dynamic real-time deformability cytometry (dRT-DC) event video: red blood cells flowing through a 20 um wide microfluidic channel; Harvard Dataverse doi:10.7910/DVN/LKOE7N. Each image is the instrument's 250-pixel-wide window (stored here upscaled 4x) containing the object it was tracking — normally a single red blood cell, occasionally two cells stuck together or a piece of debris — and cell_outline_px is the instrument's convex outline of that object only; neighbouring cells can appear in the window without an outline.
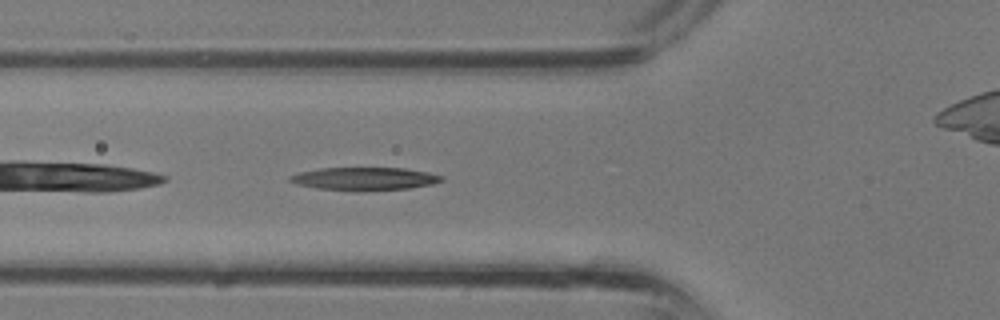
{"species": "common noctule bat (a hibernating species)", "species_latin": "Nyctalus noctula", "temperature_condition": "room temperature", "stored_images_in_passage": 27, "camera_frame_rate_fps": 3000, "um_per_image_px": 0.085, "animal": {"sex": "male", "body_mass_g": 13.3}, "frame": {"image": 1, "passage_image": 3, "time_ms": 0.667, "image_size_px": [1000, 320], "cell_outline_px": [[444, 180], [432, 184], [408, 188], [316, 188], [296, 184], [288, 180], [288, 176], [300, 172], [320, 168], [404, 168], [428, 172], [444, 176]], "centroid_in_image_um": [30.99, 15.14], "position_along_channel_um": 94.8, "area_um2": 19.19}}
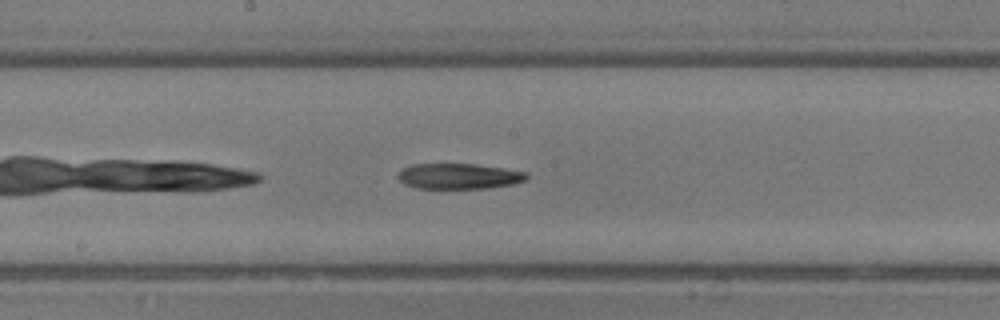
{"frame": {"image": 2, "passage_image": 9, "time_ms": 2.667, "image_size_px": [1000, 320], "cell_outline_px": [[528, 176], [524, 180], [512, 184], [484, 188], [416, 188], [404, 184], [396, 176], [400, 168], [412, 164], [476, 164], [528, 172]], "centroid_in_image_um": [38.94, 14.97], "position_along_channel_um": 209.3, "area_um2": 19.13}}
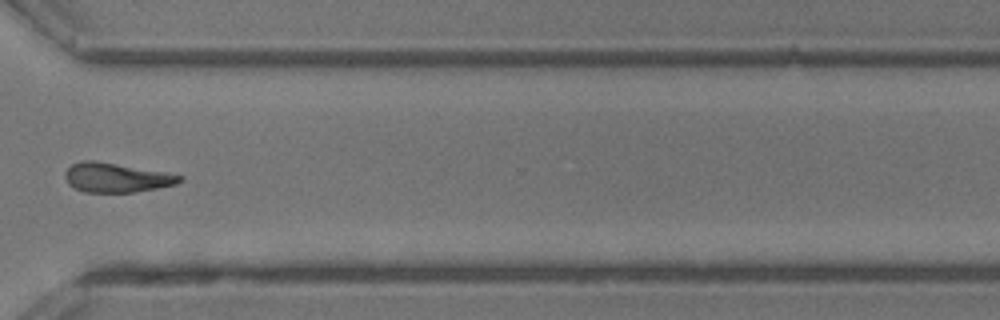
{"frame": {"image": 3, "passage_image": 17, "time_ms": 5.333, "image_size_px": [1000, 320], "cell_outline_px": [[184, 180], [176, 184], [156, 188], [132, 192], [84, 192], [68, 184], [64, 176], [64, 172], [72, 164], [80, 160], [92, 160], [164, 172], [184, 176]], "centroid_in_image_um": [9.86, 15.09], "position_along_channel_um": 360.7, "area_um2": 19.42}}